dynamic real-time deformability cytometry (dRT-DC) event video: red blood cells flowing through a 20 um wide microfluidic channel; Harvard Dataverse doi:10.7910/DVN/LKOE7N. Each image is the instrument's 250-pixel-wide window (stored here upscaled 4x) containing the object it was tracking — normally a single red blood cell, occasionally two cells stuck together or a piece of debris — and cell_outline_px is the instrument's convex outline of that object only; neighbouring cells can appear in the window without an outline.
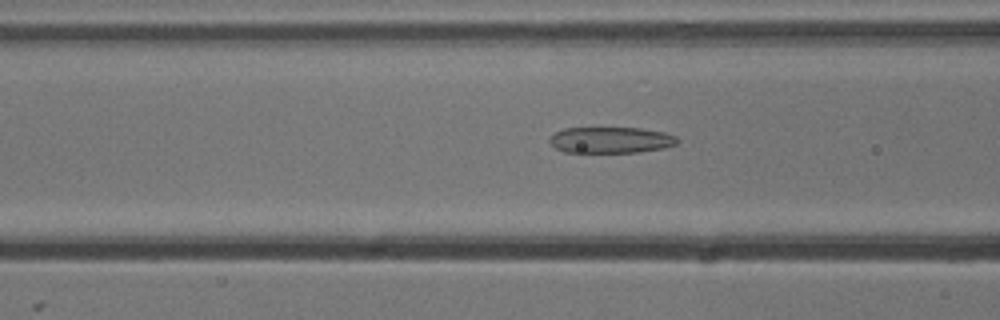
{"species": "common noctule bat (a hibernating species)", "species_latin": "Nyctalus noctula", "temperature_condition": "cold", "stored_images_in_passage": 37, "camera_frame_rate_fps": 3000, "um_per_image_px": 0.085, "animal": {"sex": "male", "body_mass_g": 13.3}, "frame": {"image": 1, "passage_image": 4, "time_ms": 1.0, "image_size_px": [1000, 320], "cell_outline_px": [[680, 140], [676, 144], [664, 148], [640, 152], [564, 152], [556, 148], [548, 140], [556, 132], [564, 128], [640, 128], [664, 132], [676, 136]], "centroid_in_image_um": [51.95, 11.9], "position_along_channel_um": 114.6, "area_um2": 19.42}}
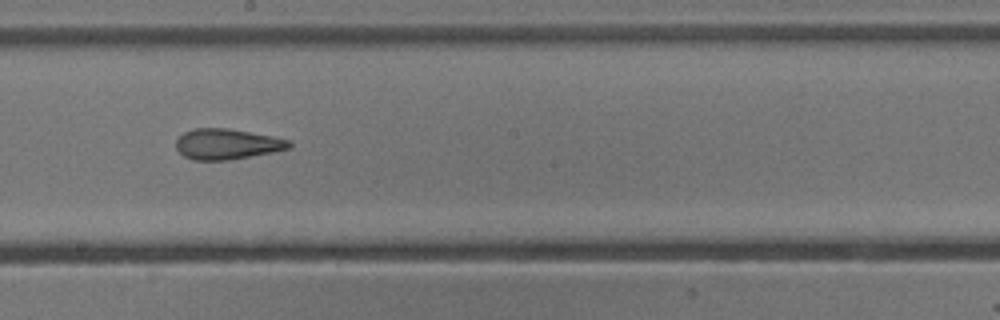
{"frame": {"image": 2, "passage_image": 13, "time_ms": 4.0, "image_size_px": [1000, 320], "cell_outline_px": [[292, 148], [272, 152], [228, 160], [192, 160], [184, 156], [176, 148], [176, 140], [184, 132], [192, 128], [228, 128], [276, 136], [288, 140], [292, 144]], "centroid_in_image_um": [19.31, 12.24], "position_along_channel_um": 228.9, "area_um2": 20.29}}
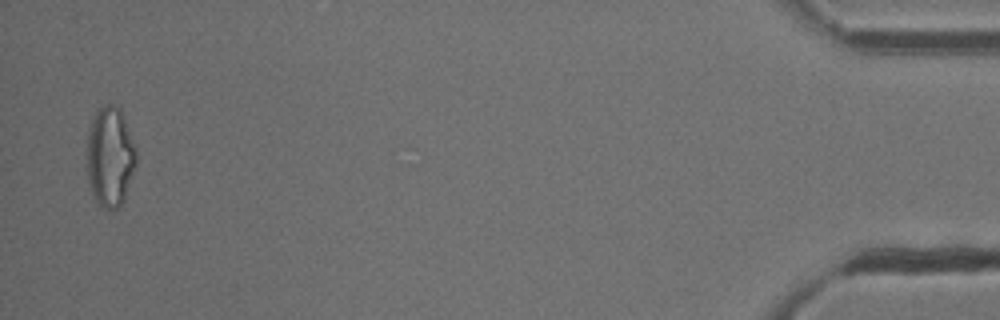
{"frame": {"image": 3, "passage_image": 36, "time_ms": 11.667, "image_size_px": [1000, 320], "cell_outline_px": [[136, 164], [124, 200], [116, 208], [108, 212], [100, 208], [92, 196], [88, 180], [88, 136], [92, 116], [96, 108], [104, 104], [112, 104], [120, 108], [124, 116], [136, 148]], "centroid_in_image_um": [9.35, 13.33], "position_along_channel_um": 425.8, "area_um2": 29.13}}